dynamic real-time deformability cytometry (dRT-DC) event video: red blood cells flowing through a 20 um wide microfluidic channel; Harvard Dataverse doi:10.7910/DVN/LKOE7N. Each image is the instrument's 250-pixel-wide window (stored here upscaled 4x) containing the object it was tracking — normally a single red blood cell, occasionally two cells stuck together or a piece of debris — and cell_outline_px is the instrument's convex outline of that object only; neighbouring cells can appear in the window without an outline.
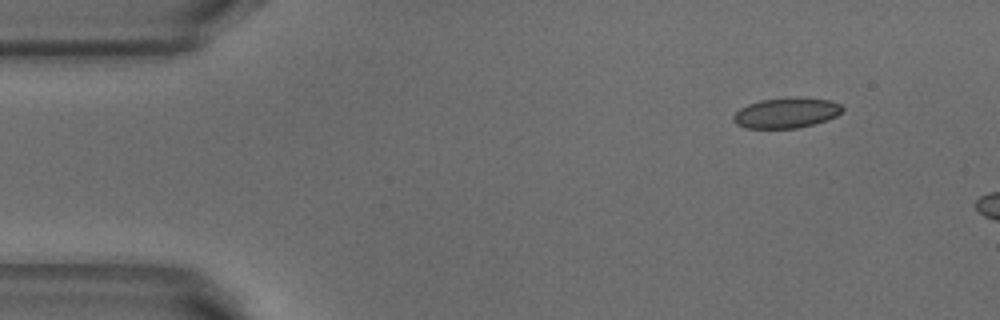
{"species": "common noctule bat (a hibernating species)", "species_latin": "Nyctalus noctula", "temperature_condition": "warm", "stored_images_in_passage": 6, "camera_frame_rate_fps": 3000, "um_per_image_px": 0.085, "animal": {"sex": "male", "body_mass_g": 18.8}, "frame": {"image": 1, "passage_image": 1, "time_ms": 0.0, "image_size_px": [1000, 320], "cell_outline_px": [[844, 108], [836, 116], [812, 124], [796, 128], [744, 128], [736, 124], [732, 120], [732, 116], [740, 108], [748, 104], [760, 100], [828, 100], [840, 104]], "centroid_in_image_um": [66.75, 9.65], "position_along_channel_um": 18.3, "area_um2": 18.26}}